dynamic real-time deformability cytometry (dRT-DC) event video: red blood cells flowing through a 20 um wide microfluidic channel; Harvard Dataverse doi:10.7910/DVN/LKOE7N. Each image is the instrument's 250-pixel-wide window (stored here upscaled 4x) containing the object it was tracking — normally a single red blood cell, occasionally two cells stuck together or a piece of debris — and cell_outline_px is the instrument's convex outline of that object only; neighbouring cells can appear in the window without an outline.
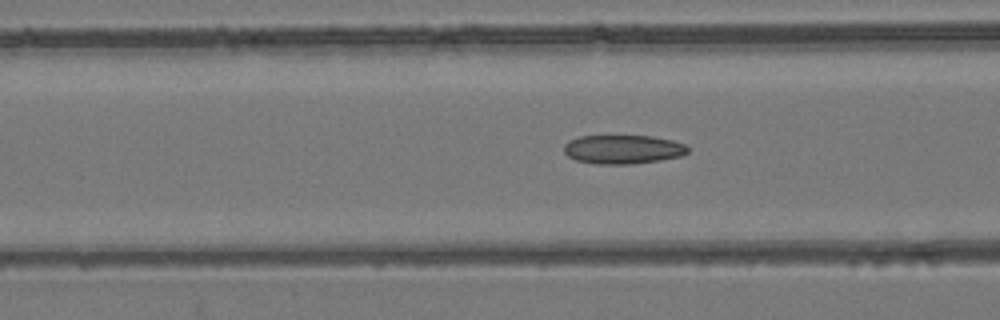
{"species": "common noctule bat (a hibernating species)", "species_latin": "Nyctalus noctula", "temperature_condition": "room temperature", "stored_images_in_passage": 50, "camera_frame_rate_fps": 3000, "um_per_image_px": 0.085, "animal": {"sex": "female", "body_mass_g": 24.6, "forearm_length_mm": 56.2}, "frame": {"image": 1, "passage_image": 22, "time_ms": 7.0, "image_size_px": [1000, 320], "cell_outline_px": [[688, 152], [680, 156], [660, 160], [632, 164], [596, 164], [576, 160], [568, 156], [564, 152], [564, 144], [568, 140], [580, 136], [652, 136], [672, 140], [684, 144], [688, 148]], "centroid_in_image_um": [52.92, 12.69], "position_along_channel_um": 113.7, "area_um2": 20.87}}
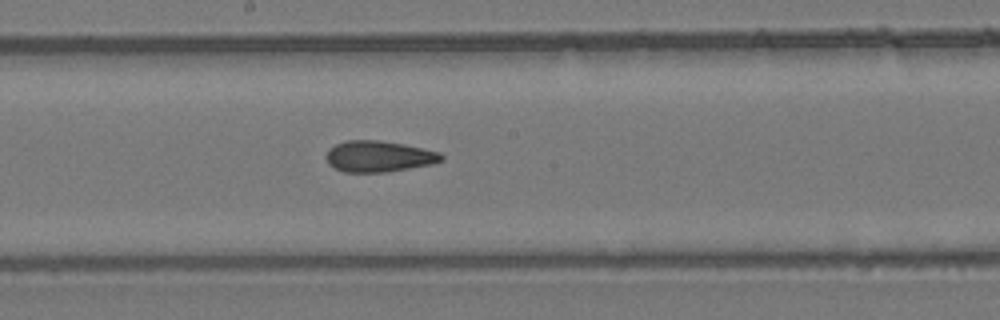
{"frame": {"image": 2, "passage_image": 30, "time_ms": 9.667, "image_size_px": [1000, 320], "cell_outline_px": [[444, 160], [432, 164], [384, 172], [344, 172], [328, 164], [324, 156], [328, 148], [336, 144], [348, 140], [380, 140], [404, 144], [440, 152], [444, 156]], "centroid_in_image_um": [32.17, 13.28], "position_along_channel_um": 216.0, "area_um2": 20.98}}
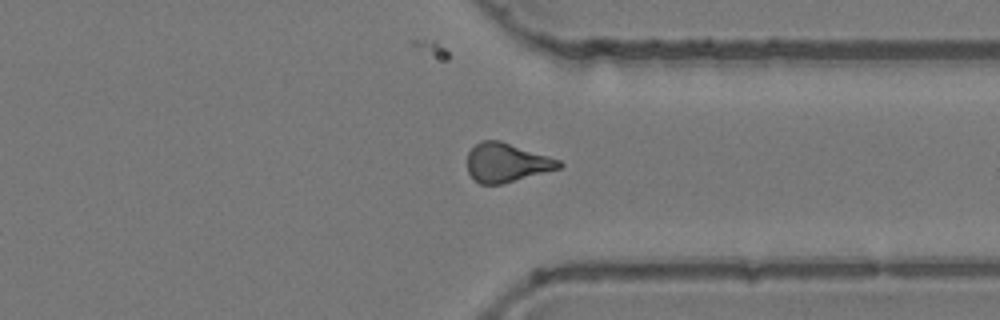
{"frame": {"image": 3, "passage_image": 42, "time_ms": 13.667, "image_size_px": [1000, 320], "cell_outline_px": [[564, 164], [560, 168], [500, 184], [480, 184], [468, 172], [468, 152], [480, 140], [500, 140], [560, 160]], "centroid_in_image_um": [43.05, 13.81], "position_along_channel_um": 368.3, "area_um2": 20.52}}